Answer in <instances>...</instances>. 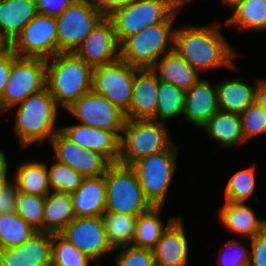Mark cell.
<instances>
[{"label": "cell", "mask_w": 266, "mask_h": 266, "mask_svg": "<svg viewBox=\"0 0 266 266\" xmlns=\"http://www.w3.org/2000/svg\"><path fill=\"white\" fill-rule=\"evenodd\" d=\"M221 29L218 21L203 26L190 24L176 27L174 49L199 73L222 67L236 70L234 60L239 54Z\"/></svg>", "instance_id": "1"}, {"label": "cell", "mask_w": 266, "mask_h": 266, "mask_svg": "<svg viewBox=\"0 0 266 266\" xmlns=\"http://www.w3.org/2000/svg\"><path fill=\"white\" fill-rule=\"evenodd\" d=\"M14 108V135L22 149L33 143L40 146L46 140L50 142L60 131L56 127L60 106L47 88L28 96Z\"/></svg>", "instance_id": "2"}, {"label": "cell", "mask_w": 266, "mask_h": 266, "mask_svg": "<svg viewBox=\"0 0 266 266\" xmlns=\"http://www.w3.org/2000/svg\"><path fill=\"white\" fill-rule=\"evenodd\" d=\"M93 67L74 53H58L47 59L46 88L66 110L92 90Z\"/></svg>", "instance_id": "3"}, {"label": "cell", "mask_w": 266, "mask_h": 266, "mask_svg": "<svg viewBox=\"0 0 266 266\" xmlns=\"http://www.w3.org/2000/svg\"><path fill=\"white\" fill-rule=\"evenodd\" d=\"M182 7L166 21L126 38L120 44V58L139 69L152 68L163 55L174 49L176 27L173 25Z\"/></svg>", "instance_id": "4"}, {"label": "cell", "mask_w": 266, "mask_h": 266, "mask_svg": "<svg viewBox=\"0 0 266 266\" xmlns=\"http://www.w3.org/2000/svg\"><path fill=\"white\" fill-rule=\"evenodd\" d=\"M178 145L144 157L131 165L146 199L153 207H164L177 172Z\"/></svg>", "instance_id": "5"}, {"label": "cell", "mask_w": 266, "mask_h": 266, "mask_svg": "<svg viewBox=\"0 0 266 266\" xmlns=\"http://www.w3.org/2000/svg\"><path fill=\"white\" fill-rule=\"evenodd\" d=\"M167 128V124L153 119H126L118 163L131 166L144 157L166 150L173 143Z\"/></svg>", "instance_id": "6"}, {"label": "cell", "mask_w": 266, "mask_h": 266, "mask_svg": "<svg viewBox=\"0 0 266 266\" xmlns=\"http://www.w3.org/2000/svg\"><path fill=\"white\" fill-rule=\"evenodd\" d=\"M105 183V212L139 216L153 207L146 199L131 166L111 163L105 173Z\"/></svg>", "instance_id": "7"}, {"label": "cell", "mask_w": 266, "mask_h": 266, "mask_svg": "<svg viewBox=\"0 0 266 266\" xmlns=\"http://www.w3.org/2000/svg\"><path fill=\"white\" fill-rule=\"evenodd\" d=\"M181 5L176 0H134L109 16L119 44L145 28L166 21Z\"/></svg>", "instance_id": "8"}, {"label": "cell", "mask_w": 266, "mask_h": 266, "mask_svg": "<svg viewBox=\"0 0 266 266\" xmlns=\"http://www.w3.org/2000/svg\"><path fill=\"white\" fill-rule=\"evenodd\" d=\"M103 17L94 0H75L56 17L58 53H74Z\"/></svg>", "instance_id": "9"}, {"label": "cell", "mask_w": 266, "mask_h": 266, "mask_svg": "<svg viewBox=\"0 0 266 266\" xmlns=\"http://www.w3.org/2000/svg\"><path fill=\"white\" fill-rule=\"evenodd\" d=\"M46 68L47 60L42 58L17 57L13 61L1 99V114L46 88Z\"/></svg>", "instance_id": "10"}, {"label": "cell", "mask_w": 266, "mask_h": 266, "mask_svg": "<svg viewBox=\"0 0 266 266\" xmlns=\"http://www.w3.org/2000/svg\"><path fill=\"white\" fill-rule=\"evenodd\" d=\"M138 69L121 58L96 66L92 73V91L103 95L126 113L132 101L135 73Z\"/></svg>", "instance_id": "11"}, {"label": "cell", "mask_w": 266, "mask_h": 266, "mask_svg": "<svg viewBox=\"0 0 266 266\" xmlns=\"http://www.w3.org/2000/svg\"><path fill=\"white\" fill-rule=\"evenodd\" d=\"M18 57L50 59L58 54L56 18L38 14L12 42Z\"/></svg>", "instance_id": "12"}, {"label": "cell", "mask_w": 266, "mask_h": 266, "mask_svg": "<svg viewBox=\"0 0 266 266\" xmlns=\"http://www.w3.org/2000/svg\"><path fill=\"white\" fill-rule=\"evenodd\" d=\"M77 122L115 133L120 139L126 122L125 113L103 95L92 90L82 95L67 109Z\"/></svg>", "instance_id": "13"}, {"label": "cell", "mask_w": 266, "mask_h": 266, "mask_svg": "<svg viewBox=\"0 0 266 266\" xmlns=\"http://www.w3.org/2000/svg\"><path fill=\"white\" fill-rule=\"evenodd\" d=\"M59 234L89 257L93 263L96 262V266L101 265L100 259L114 252L107 240L101 216L76 217Z\"/></svg>", "instance_id": "14"}, {"label": "cell", "mask_w": 266, "mask_h": 266, "mask_svg": "<svg viewBox=\"0 0 266 266\" xmlns=\"http://www.w3.org/2000/svg\"><path fill=\"white\" fill-rule=\"evenodd\" d=\"M74 54L93 68L118 60L120 58V44L117 41L111 19L103 17Z\"/></svg>", "instance_id": "15"}, {"label": "cell", "mask_w": 266, "mask_h": 266, "mask_svg": "<svg viewBox=\"0 0 266 266\" xmlns=\"http://www.w3.org/2000/svg\"><path fill=\"white\" fill-rule=\"evenodd\" d=\"M53 158L67 164L84 177L104 175L111 164L103 155L70 141L60 131L50 141Z\"/></svg>", "instance_id": "16"}, {"label": "cell", "mask_w": 266, "mask_h": 266, "mask_svg": "<svg viewBox=\"0 0 266 266\" xmlns=\"http://www.w3.org/2000/svg\"><path fill=\"white\" fill-rule=\"evenodd\" d=\"M60 132L79 146L100 153L110 163H118L120 138L115 133L80 123L60 127Z\"/></svg>", "instance_id": "17"}, {"label": "cell", "mask_w": 266, "mask_h": 266, "mask_svg": "<svg viewBox=\"0 0 266 266\" xmlns=\"http://www.w3.org/2000/svg\"><path fill=\"white\" fill-rule=\"evenodd\" d=\"M182 220L178 216L152 249L156 266H188L191 247Z\"/></svg>", "instance_id": "18"}, {"label": "cell", "mask_w": 266, "mask_h": 266, "mask_svg": "<svg viewBox=\"0 0 266 266\" xmlns=\"http://www.w3.org/2000/svg\"><path fill=\"white\" fill-rule=\"evenodd\" d=\"M159 79L151 68L138 69L132 90V101L125 113L130 120H156Z\"/></svg>", "instance_id": "19"}, {"label": "cell", "mask_w": 266, "mask_h": 266, "mask_svg": "<svg viewBox=\"0 0 266 266\" xmlns=\"http://www.w3.org/2000/svg\"><path fill=\"white\" fill-rule=\"evenodd\" d=\"M218 111L216 83L201 77L186 91L182 119L201 128ZM187 121V122H186Z\"/></svg>", "instance_id": "20"}, {"label": "cell", "mask_w": 266, "mask_h": 266, "mask_svg": "<svg viewBox=\"0 0 266 266\" xmlns=\"http://www.w3.org/2000/svg\"><path fill=\"white\" fill-rule=\"evenodd\" d=\"M217 211L220 224L238 239H251L266 227V218H257L251 203L225 201Z\"/></svg>", "instance_id": "21"}, {"label": "cell", "mask_w": 266, "mask_h": 266, "mask_svg": "<svg viewBox=\"0 0 266 266\" xmlns=\"http://www.w3.org/2000/svg\"><path fill=\"white\" fill-rule=\"evenodd\" d=\"M52 236L37 231L22 245L5 249L4 266H51Z\"/></svg>", "instance_id": "22"}, {"label": "cell", "mask_w": 266, "mask_h": 266, "mask_svg": "<svg viewBox=\"0 0 266 266\" xmlns=\"http://www.w3.org/2000/svg\"><path fill=\"white\" fill-rule=\"evenodd\" d=\"M76 217H99L105 212L106 183L105 174L85 177L82 185L71 193Z\"/></svg>", "instance_id": "23"}, {"label": "cell", "mask_w": 266, "mask_h": 266, "mask_svg": "<svg viewBox=\"0 0 266 266\" xmlns=\"http://www.w3.org/2000/svg\"><path fill=\"white\" fill-rule=\"evenodd\" d=\"M201 128L221 148H236L246 143L240 114L218 110Z\"/></svg>", "instance_id": "24"}, {"label": "cell", "mask_w": 266, "mask_h": 266, "mask_svg": "<svg viewBox=\"0 0 266 266\" xmlns=\"http://www.w3.org/2000/svg\"><path fill=\"white\" fill-rule=\"evenodd\" d=\"M151 69L159 80L171 83L184 91L189 90L201 76L175 49L163 55Z\"/></svg>", "instance_id": "25"}, {"label": "cell", "mask_w": 266, "mask_h": 266, "mask_svg": "<svg viewBox=\"0 0 266 266\" xmlns=\"http://www.w3.org/2000/svg\"><path fill=\"white\" fill-rule=\"evenodd\" d=\"M37 15L35 0H0V32L13 42Z\"/></svg>", "instance_id": "26"}, {"label": "cell", "mask_w": 266, "mask_h": 266, "mask_svg": "<svg viewBox=\"0 0 266 266\" xmlns=\"http://www.w3.org/2000/svg\"><path fill=\"white\" fill-rule=\"evenodd\" d=\"M256 85L237 78H226L216 84L218 110L241 114L250 104L255 102Z\"/></svg>", "instance_id": "27"}, {"label": "cell", "mask_w": 266, "mask_h": 266, "mask_svg": "<svg viewBox=\"0 0 266 266\" xmlns=\"http://www.w3.org/2000/svg\"><path fill=\"white\" fill-rule=\"evenodd\" d=\"M75 218L71 193L50 191L45 196L43 232L59 234Z\"/></svg>", "instance_id": "28"}, {"label": "cell", "mask_w": 266, "mask_h": 266, "mask_svg": "<svg viewBox=\"0 0 266 266\" xmlns=\"http://www.w3.org/2000/svg\"><path fill=\"white\" fill-rule=\"evenodd\" d=\"M225 26L237 27V31L261 32L266 30V0H242L233 8Z\"/></svg>", "instance_id": "29"}, {"label": "cell", "mask_w": 266, "mask_h": 266, "mask_svg": "<svg viewBox=\"0 0 266 266\" xmlns=\"http://www.w3.org/2000/svg\"><path fill=\"white\" fill-rule=\"evenodd\" d=\"M48 164L40 161L22 162L13 173V184L18 192L46 196L50 191Z\"/></svg>", "instance_id": "30"}, {"label": "cell", "mask_w": 266, "mask_h": 266, "mask_svg": "<svg viewBox=\"0 0 266 266\" xmlns=\"http://www.w3.org/2000/svg\"><path fill=\"white\" fill-rule=\"evenodd\" d=\"M164 207H152L140 214L136 222V230L132 246L152 250L160 240L162 233L178 217H170L166 224L160 217Z\"/></svg>", "instance_id": "31"}, {"label": "cell", "mask_w": 266, "mask_h": 266, "mask_svg": "<svg viewBox=\"0 0 266 266\" xmlns=\"http://www.w3.org/2000/svg\"><path fill=\"white\" fill-rule=\"evenodd\" d=\"M101 217L107 240L113 249L132 245L138 216L104 212Z\"/></svg>", "instance_id": "32"}, {"label": "cell", "mask_w": 266, "mask_h": 266, "mask_svg": "<svg viewBox=\"0 0 266 266\" xmlns=\"http://www.w3.org/2000/svg\"><path fill=\"white\" fill-rule=\"evenodd\" d=\"M157 93L156 121L167 124L171 118H182L186 91L159 80Z\"/></svg>", "instance_id": "33"}, {"label": "cell", "mask_w": 266, "mask_h": 266, "mask_svg": "<svg viewBox=\"0 0 266 266\" xmlns=\"http://www.w3.org/2000/svg\"><path fill=\"white\" fill-rule=\"evenodd\" d=\"M37 230L26 223L16 212L0 214V245L10 249L22 245Z\"/></svg>", "instance_id": "34"}, {"label": "cell", "mask_w": 266, "mask_h": 266, "mask_svg": "<svg viewBox=\"0 0 266 266\" xmlns=\"http://www.w3.org/2000/svg\"><path fill=\"white\" fill-rule=\"evenodd\" d=\"M255 165L236 171L227 182L225 201L244 202L252 197L256 189Z\"/></svg>", "instance_id": "35"}, {"label": "cell", "mask_w": 266, "mask_h": 266, "mask_svg": "<svg viewBox=\"0 0 266 266\" xmlns=\"http://www.w3.org/2000/svg\"><path fill=\"white\" fill-rule=\"evenodd\" d=\"M51 161L54 163L47 167L51 191L75 192L82 185L85 177L53 157Z\"/></svg>", "instance_id": "36"}, {"label": "cell", "mask_w": 266, "mask_h": 266, "mask_svg": "<svg viewBox=\"0 0 266 266\" xmlns=\"http://www.w3.org/2000/svg\"><path fill=\"white\" fill-rule=\"evenodd\" d=\"M92 262L60 234H53L51 266H90Z\"/></svg>", "instance_id": "37"}, {"label": "cell", "mask_w": 266, "mask_h": 266, "mask_svg": "<svg viewBox=\"0 0 266 266\" xmlns=\"http://www.w3.org/2000/svg\"><path fill=\"white\" fill-rule=\"evenodd\" d=\"M45 196L18 192L15 212L37 231H43Z\"/></svg>", "instance_id": "38"}, {"label": "cell", "mask_w": 266, "mask_h": 266, "mask_svg": "<svg viewBox=\"0 0 266 266\" xmlns=\"http://www.w3.org/2000/svg\"><path fill=\"white\" fill-rule=\"evenodd\" d=\"M246 241L249 242L248 246L242 245V242L234 238L228 239L217 252L218 266H248L250 261V239L246 238Z\"/></svg>", "instance_id": "39"}, {"label": "cell", "mask_w": 266, "mask_h": 266, "mask_svg": "<svg viewBox=\"0 0 266 266\" xmlns=\"http://www.w3.org/2000/svg\"><path fill=\"white\" fill-rule=\"evenodd\" d=\"M242 132L246 142L266 133V111L255 101L241 114Z\"/></svg>", "instance_id": "40"}, {"label": "cell", "mask_w": 266, "mask_h": 266, "mask_svg": "<svg viewBox=\"0 0 266 266\" xmlns=\"http://www.w3.org/2000/svg\"><path fill=\"white\" fill-rule=\"evenodd\" d=\"M118 249L120 252L113 258L115 266H156L152 250L129 245L114 251Z\"/></svg>", "instance_id": "41"}, {"label": "cell", "mask_w": 266, "mask_h": 266, "mask_svg": "<svg viewBox=\"0 0 266 266\" xmlns=\"http://www.w3.org/2000/svg\"><path fill=\"white\" fill-rule=\"evenodd\" d=\"M248 266H266V227L250 239Z\"/></svg>", "instance_id": "42"}, {"label": "cell", "mask_w": 266, "mask_h": 266, "mask_svg": "<svg viewBox=\"0 0 266 266\" xmlns=\"http://www.w3.org/2000/svg\"><path fill=\"white\" fill-rule=\"evenodd\" d=\"M75 0H35L37 12L41 15L58 17Z\"/></svg>", "instance_id": "43"}, {"label": "cell", "mask_w": 266, "mask_h": 266, "mask_svg": "<svg viewBox=\"0 0 266 266\" xmlns=\"http://www.w3.org/2000/svg\"><path fill=\"white\" fill-rule=\"evenodd\" d=\"M17 54L13 51L7 55L0 57V113H1V99L4 94V89L9 80L11 67L13 61L17 58Z\"/></svg>", "instance_id": "44"}, {"label": "cell", "mask_w": 266, "mask_h": 266, "mask_svg": "<svg viewBox=\"0 0 266 266\" xmlns=\"http://www.w3.org/2000/svg\"><path fill=\"white\" fill-rule=\"evenodd\" d=\"M18 191L17 187L12 183L0 198V214L15 212Z\"/></svg>", "instance_id": "45"}, {"label": "cell", "mask_w": 266, "mask_h": 266, "mask_svg": "<svg viewBox=\"0 0 266 266\" xmlns=\"http://www.w3.org/2000/svg\"><path fill=\"white\" fill-rule=\"evenodd\" d=\"M96 6L100 10V13L104 17H109L115 11L122 9L126 5L130 4L134 0H94Z\"/></svg>", "instance_id": "46"}, {"label": "cell", "mask_w": 266, "mask_h": 266, "mask_svg": "<svg viewBox=\"0 0 266 266\" xmlns=\"http://www.w3.org/2000/svg\"><path fill=\"white\" fill-rule=\"evenodd\" d=\"M255 101L266 111V79L257 81Z\"/></svg>", "instance_id": "47"}, {"label": "cell", "mask_w": 266, "mask_h": 266, "mask_svg": "<svg viewBox=\"0 0 266 266\" xmlns=\"http://www.w3.org/2000/svg\"><path fill=\"white\" fill-rule=\"evenodd\" d=\"M9 164L5 152L0 149V179H12L8 176V174L10 175Z\"/></svg>", "instance_id": "48"}, {"label": "cell", "mask_w": 266, "mask_h": 266, "mask_svg": "<svg viewBox=\"0 0 266 266\" xmlns=\"http://www.w3.org/2000/svg\"><path fill=\"white\" fill-rule=\"evenodd\" d=\"M12 51V42L0 32V57Z\"/></svg>", "instance_id": "49"}, {"label": "cell", "mask_w": 266, "mask_h": 266, "mask_svg": "<svg viewBox=\"0 0 266 266\" xmlns=\"http://www.w3.org/2000/svg\"><path fill=\"white\" fill-rule=\"evenodd\" d=\"M13 183L12 179H0V198L1 194Z\"/></svg>", "instance_id": "50"}, {"label": "cell", "mask_w": 266, "mask_h": 266, "mask_svg": "<svg viewBox=\"0 0 266 266\" xmlns=\"http://www.w3.org/2000/svg\"><path fill=\"white\" fill-rule=\"evenodd\" d=\"M222 5L229 7V10L233 8L237 3L241 2L242 0H220Z\"/></svg>", "instance_id": "51"}, {"label": "cell", "mask_w": 266, "mask_h": 266, "mask_svg": "<svg viewBox=\"0 0 266 266\" xmlns=\"http://www.w3.org/2000/svg\"><path fill=\"white\" fill-rule=\"evenodd\" d=\"M5 249L0 245V266H4Z\"/></svg>", "instance_id": "52"}, {"label": "cell", "mask_w": 266, "mask_h": 266, "mask_svg": "<svg viewBox=\"0 0 266 266\" xmlns=\"http://www.w3.org/2000/svg\"><path fill=\"white\" fill-rule=\"evenodd\" d=\"M180 5L186 6L187 4L191 3L193 0H176Z\"/></svg>", "instance_id": "53"}]
</instances>
